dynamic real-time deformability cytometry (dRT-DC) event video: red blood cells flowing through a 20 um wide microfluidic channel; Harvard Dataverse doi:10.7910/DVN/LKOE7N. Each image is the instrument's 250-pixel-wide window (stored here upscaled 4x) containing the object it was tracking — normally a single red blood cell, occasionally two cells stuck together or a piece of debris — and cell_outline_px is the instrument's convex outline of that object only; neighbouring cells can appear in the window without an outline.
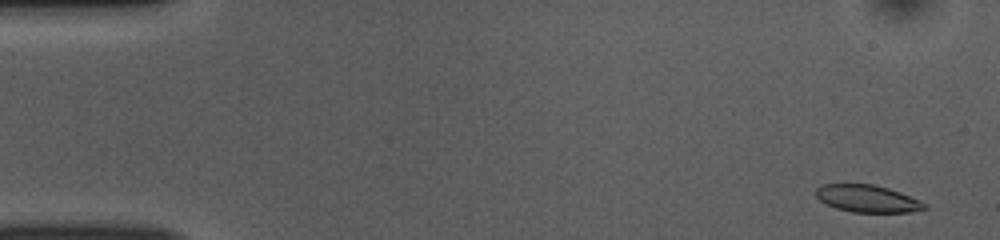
{"species": "common noctule bat (a hibernating species)", "species_latin": "Nyctalus noctula", "temperature_condition": "room temperature", "stored_images_in_passage": 52, "camera_frame_rate_fps": 3000, "um_per_image_px": 0.085, "animal": {"sex": "female", "body_mass_g": 10.0, "forearm_length_mm": 53.1}, "frame": {"image": 1, "passage_image": 2, "time_ms": 0.333, "image_size_px": [1000, 240], "cell_outline_px": [[928, 208], [908, 212], [852, 212], [836, 208], [820, 200], [816, 196], [816, 188], [820, 184], [872, 184], [888, 188], [900, 192], [920, 200], [928, 204]], "centroid_in_image_um": [73.74, 16.88], "position_along_channel_um": 11.3, "area_um2": 17.22}}
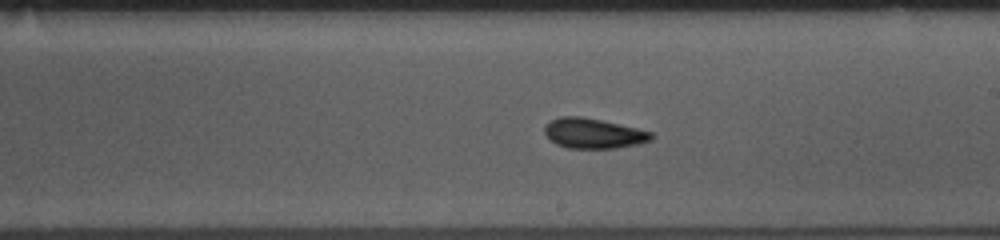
{"frame": {"image": 2, "passage_image": 29, "time_ms": 9.333, "image_size_px": [1000, 240], "cell_outline_px": [[652, 140], [636, 144], [616, 148], [568, 148], [556, 144], [544, 132], [544, 128], [552, 120], [560, 116], [580, 116], [620, 124], [652, 132]], "centroid_in_image_um": [50.44, 11.33], "position_along_channel_um": 238.6, "area_um2": 18.44}}
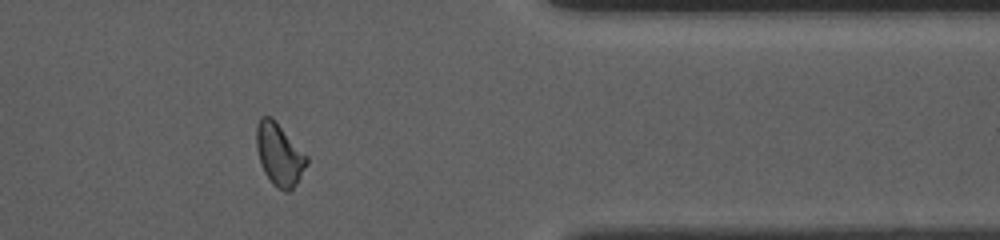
{"frame": {"image": 3, "passage_image": 42, "time_ms": 13.667, "image_size_px": [1000, 240], "cell_outline_px": [[308, 164], [296, 184], [288, 192], [284, 192], [276, 188], [272, 184], [264, 172], [260, 164], [256, 148], [256, 124], [260, 116], [272, 116], [308, 156]], "centroid_in_image_um": [23.73, 13.12], "position_along_channel_um": 387.7, "area_um2": 18.61}, "authors_computed_cell_mechanics": {"area_um2": 18.2648, "velocity_mm_per_s": 3.8491, "shape_relaxation_time_tau1_ms": 3.8086, "shape_relaxation_time_tau2_ms": 3.9485, "deformation_change_tau1": 0.1282, "deformation_change_tau2": 0.1199}}